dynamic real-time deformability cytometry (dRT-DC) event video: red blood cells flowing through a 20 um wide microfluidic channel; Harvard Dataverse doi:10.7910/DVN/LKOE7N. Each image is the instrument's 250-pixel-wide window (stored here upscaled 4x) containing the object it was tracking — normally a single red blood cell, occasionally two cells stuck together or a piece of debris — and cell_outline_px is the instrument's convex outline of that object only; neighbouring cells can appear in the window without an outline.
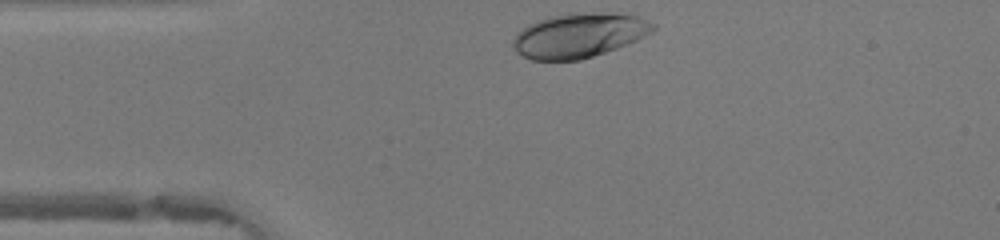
{"species": "human", "species_latin": "Homo sapiens", "temperature_condition": "warm", "stored_images_in_passage": 29, "camera_frame_rate_fps": 3000, "um_per_image_px": 0.085, "donor": {"sex": "female"}, "frame": {"image": 1, "passage_image": 1, "time_ms": 0.0, "image_size_px": [1000, 240], "cell_outline_px": [[656, 28], [652, 32], [628, 44], [580, 60], [532, 60], [516, 52], [512, 44], [512, 40], [516, 32], [528, 24], [536, 20], [548, 16], [636, 16], [648, 20], [656, 24]], "centroid_in_image_um": [49.14, 3.07], "position_along_channel_um": 35.9, "area_um2": 34.85}}
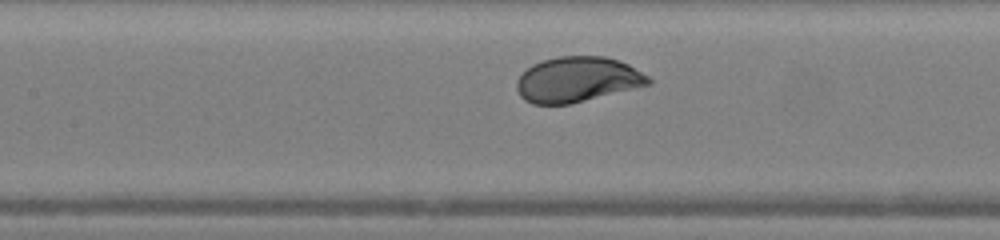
{"frame": {"image": 2, "passage_image": 12, "time_ms": 3.667, "image_size_px": [1000, 240], "cell_outline_px": [[652, 84], [572, 104], [532, 104], [524, 100], [520, 96], [516, 88], [516, 80], [532, 64], [556, 56], [604, 56], [620, 60], [628, 64], [648, 76], [652, 80]], "centroid_in_image_um": [49.08, 6.76], "position_along_channel_um": 158.3, "area_um2": 34.97}}
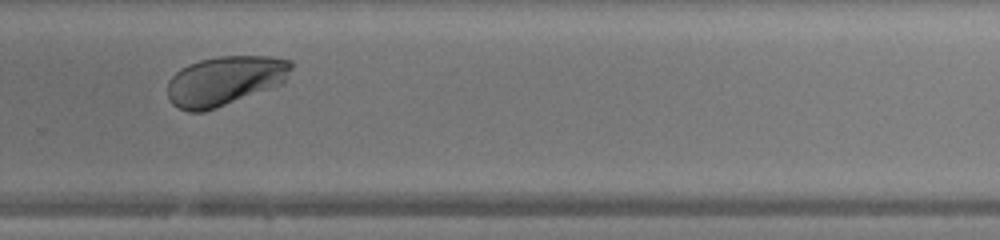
{"frame": {"image": 3, "passage_image": 23, "time_ms": 7.333, "image_size_px": [1000, 240], "cell_outline_px": [[292, 68], [284, 84], [216, 108], [204, 112], [188, 112], [172, 104], [168, 96], [168, 80], [180, 68], [188, 64], [200, 60], [216, 56], [272, 56], [292, 60]], "centroid_in_image_um": [19.14, 6.86], "position_along_channel_um": 310.7, "area_um2": 36.07}, "authors_computed_cell_mechanics": {"area_um2": 34.969, "velocity_mm_per_s": 4.1713, "shape_relaxation_time_tau1_ms": 1.1986, "shape_relaxation_time_tau2_ms": null, "deformation_change_tau1": 0.1036, "deformation_change_tau2": null}}